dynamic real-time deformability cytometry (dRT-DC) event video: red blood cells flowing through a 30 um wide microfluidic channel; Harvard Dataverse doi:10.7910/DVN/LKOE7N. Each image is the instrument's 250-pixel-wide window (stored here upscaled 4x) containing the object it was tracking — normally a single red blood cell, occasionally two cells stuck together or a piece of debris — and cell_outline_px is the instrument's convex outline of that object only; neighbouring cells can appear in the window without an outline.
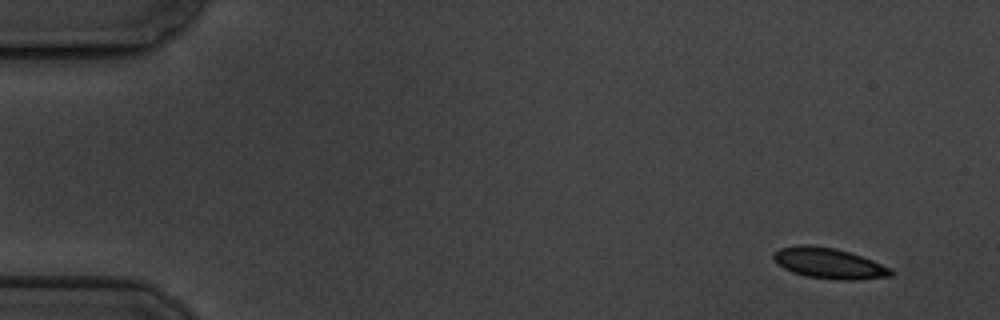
{"species": "common noctule bat (a hibernating species)", "species_latin": "Nyctalus noctula", "temperature_condition": "cold", "stored_images_in_passage": 6, "camera_frame_rate_fps": 3000, "um_per_image_px": 0.085, "animal": {"sex": "male", "body_mass_g": 19.5, "forearm_length_mm": 54.6}, "frame": {"image": 1, "passage_image": 1, "time_ms": 0.0, "image_size_px": [1000, 320], "cell_outline_px": [[892, 276], [856, 280], [836, 280], [808, 276], [792, 272], [776, 264], [772, 256], [780, 248], [800, 244], [808, 244], [836, 248], [872, 260], [892, 268]], "centroid_in_image_um": [70.45, 22.38], "position_along_channel_um": 14.5, "area_um2": 20.98}}
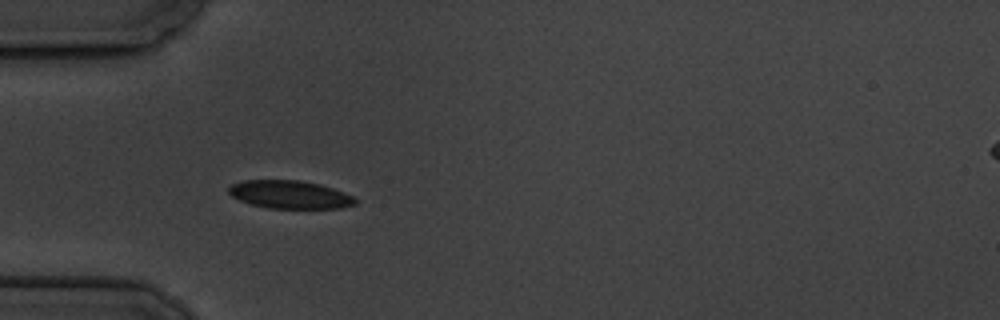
{"frame": {"image": 2, "passage_image": 5, "time_ms": 4.667, "image_size_px": [1000, 320], "cell_outline_px": [[356, 204], [340, 208], [268, 208], [252, 204], [240, 200], [232, 196], [228, 192], [228, 188], [232, 184], [244, 180], [300, 180], [320, 184], [344, 192], [352, 196], [356, 200]], "centroid_in_image_um": [24.63, 16.53], "position_along_channel_um": 60.4, "area_um2": 20.58}}